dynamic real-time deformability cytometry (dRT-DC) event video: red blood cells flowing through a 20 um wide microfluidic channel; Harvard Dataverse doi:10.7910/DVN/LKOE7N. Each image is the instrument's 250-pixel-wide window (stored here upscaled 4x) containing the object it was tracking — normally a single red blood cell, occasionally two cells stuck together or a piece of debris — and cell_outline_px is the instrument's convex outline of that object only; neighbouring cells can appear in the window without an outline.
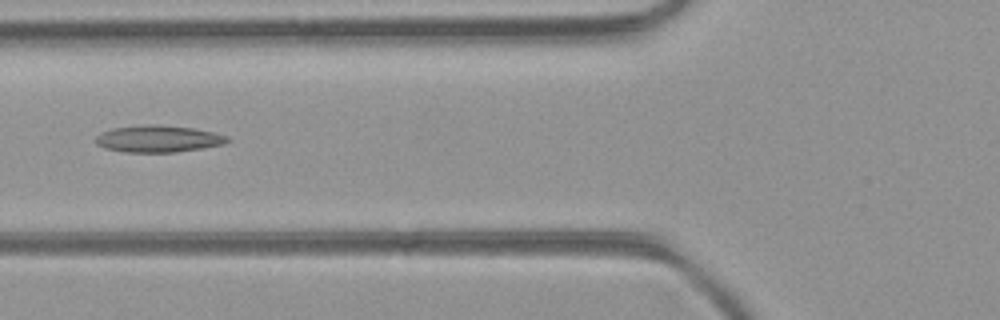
{"species": "common noctule bat (a hibernating species)", "species_latin": "Nyctalus noctula", "temperature_condition": "room temperature", "stored_images_in_passage": 4, "camera_frame_rate_fps": 3000, "um_per_image_px": 0.085, "animal": {"sex": "female", "body_mass_g": 21.9}, "frame": {"image": 1, "passage_image": 4, "time_ms": 1.0, "image_size_px": [1000, 320], "cell_outline_px": [[232, 140], [224, 144], [176, 152], [124, 152], [104, 148], [96, 144], [96, 136], [100, 132], [112, 128], [152, 124], [192, 128], [212, 132], [228, 136]], "centroid_in_image_um": [13.43, 11.8], "position_along_channel_um": 112.4, "area_um2": 20.52}}